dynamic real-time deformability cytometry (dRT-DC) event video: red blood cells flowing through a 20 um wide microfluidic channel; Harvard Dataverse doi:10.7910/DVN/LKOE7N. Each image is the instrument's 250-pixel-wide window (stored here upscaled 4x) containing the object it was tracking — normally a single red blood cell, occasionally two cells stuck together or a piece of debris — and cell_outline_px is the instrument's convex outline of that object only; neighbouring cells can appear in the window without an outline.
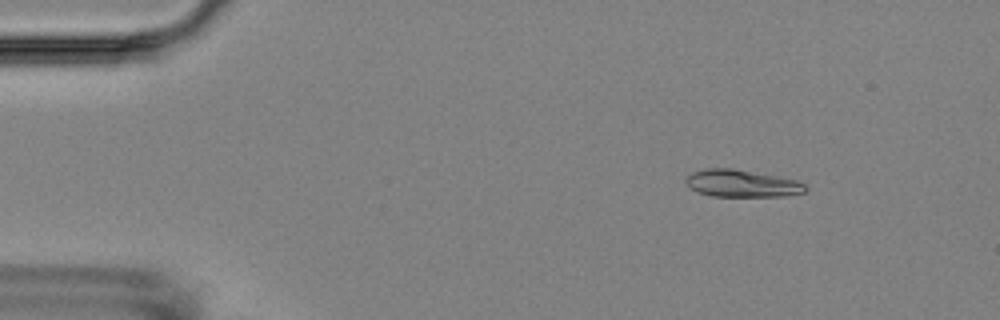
{"species": "Egyptian fruit bat (a non-hibernating species)", "species_latin": "Rousettus aegyptiacus", "temperature_condition": "room temperature", "stored_images_in_passage": 15, "camera_frame_rate_fps": 3000, "um_per_image_px": 0.085, "animal": {"sex": "female"}, "frame": {"image": 1, "passage_image": 3, "time_ms": 2.0, "image_size_px": [1000, 320], "cell_outline_px": [[808, 188], [804, 192], [788, 196], [712, 196], [700, 192], [692, 188], [684, 180], [684, 176], [692, 172], [704, 168], [732, 168], [776, 176], [796, 180], [804, 184]], "centroid_in_image_um": [63.04, 15.58], "position_along_channel_um": 22.0, "area_um2": 18.9}}
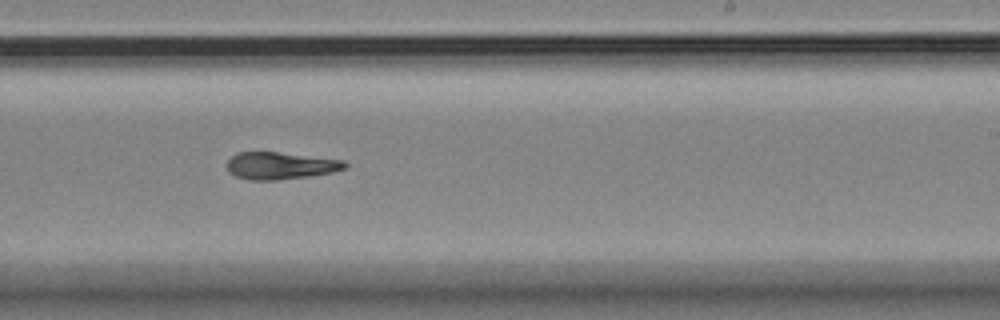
{"frame": {"image": 2, "passage_image": 10, "time_ms": 11.0, "image_size_px": [1000, 320], "cell_outline_px": [[348, 168], [332, 172], [308, 176], [276, 180], [248, 180], [236, 176], [228, 172], [228, 160], [236, 152], [276, 152], [344, 160], [348, 164]], "centroid_in_image_um": [23.84, 14.08], "position_along_channel_um": 265.2, "area_um2": 18.61}}
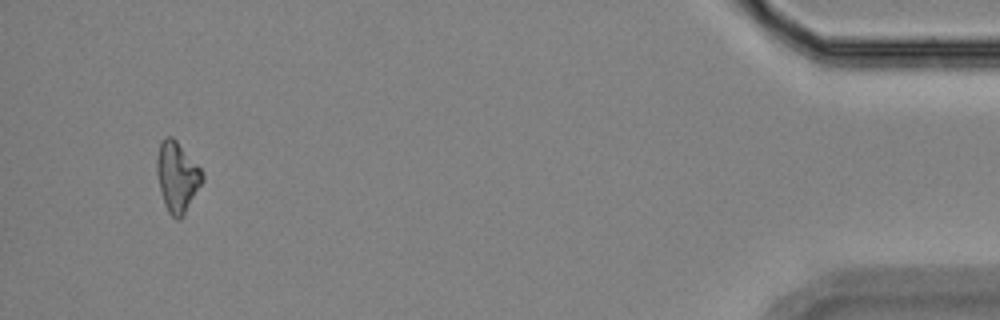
{"frame": {"image": 3, "passage_image": 14, "time_ms": 17.333, "image_size_px": [1000, 320], "cell_outline_px": [[204, 180], [184, 216], [180, 220], [176, 220], [168, 212], [164, 204], [160, 192], [156, 172], [156, 160], [160, 144], [164, 136], [172, 136], [176, 140], [200, 168], [204, 176]], "centroid_in_image_um": [15.05, 15.06], "position_along_channel_um": 420.1, "area_um2": 18.79}, "authors_computed_cell_mechanics": {"area_um2": 19.2474, "velocity_mm_per_s": 3.5743, "shape_relaxation_time_tau1_ms": 8.6629, "shape_relaxation_time_tau2_ms": 1.9411, "deformation_change_tau1": 0.167, "deformation_change_tau2": 0.0761}}